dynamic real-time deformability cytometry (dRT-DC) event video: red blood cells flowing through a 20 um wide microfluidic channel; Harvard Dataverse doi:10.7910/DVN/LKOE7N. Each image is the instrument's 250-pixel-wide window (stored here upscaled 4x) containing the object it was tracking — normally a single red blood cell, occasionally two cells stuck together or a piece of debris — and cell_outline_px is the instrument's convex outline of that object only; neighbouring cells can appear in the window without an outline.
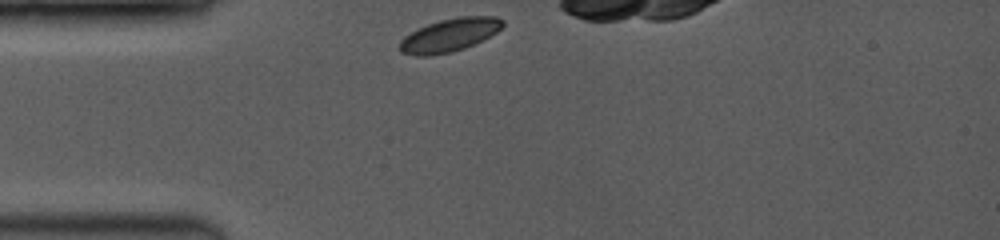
{"species": "common noctule bat (a hibernating species)", "species_latin": "Nyctalus noctula", "temperature_condition": "room temperature", "stored_images_in_passage": 5, "camera_frame_rate_fps": 3500, "um_per_image_px": 0.085, "animal": {"sex": "female", "body_mass_g": 19.0, "forearm_length_mm": 53.3}, "frame": {"image": 1, "passage_image": 1, "time_ms": 0.0, "image_size_px": [1000, 240], "cell_outline_px": [[504, 24], [496, 32], [464, 48], [448, 52], [428, 56], [416, 56], [400, 52], [396, 48], [400, 40], [404, 36], [428, 24], [440, 20], [460, 16], [496, 16], [504, 20]], "centroid_in_image_um": [38.16, 2.98], "position_along_channel_um": 46.8, "area_um2": 19.71}}
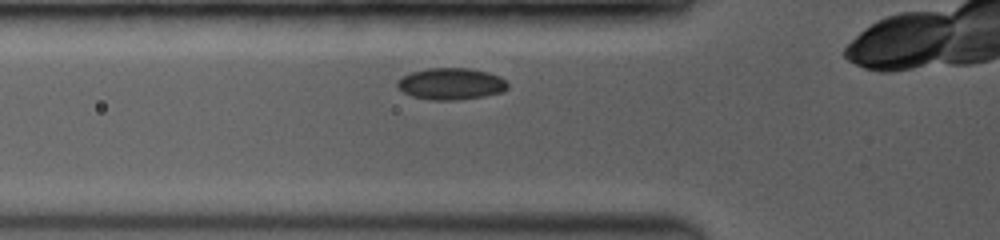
{"frame": {"image": 2, "passage_image": 4, "time_ms": 1.429, "image_size_px": [1000, 240], "cell_outline_px": [[508, 88], [504, 92], [484, 96], [456, 100], [432, 100], [412, 96], [396, 88], [396, 84], [404, 76], [412, 72], [428, 68], [468, 68], [488, 72], [500, 76], [508, 84]], "centroid_in_image_um": [38.36, 7.13], "position_along_channel_um": 87.4, "area_um2": 20.35}}